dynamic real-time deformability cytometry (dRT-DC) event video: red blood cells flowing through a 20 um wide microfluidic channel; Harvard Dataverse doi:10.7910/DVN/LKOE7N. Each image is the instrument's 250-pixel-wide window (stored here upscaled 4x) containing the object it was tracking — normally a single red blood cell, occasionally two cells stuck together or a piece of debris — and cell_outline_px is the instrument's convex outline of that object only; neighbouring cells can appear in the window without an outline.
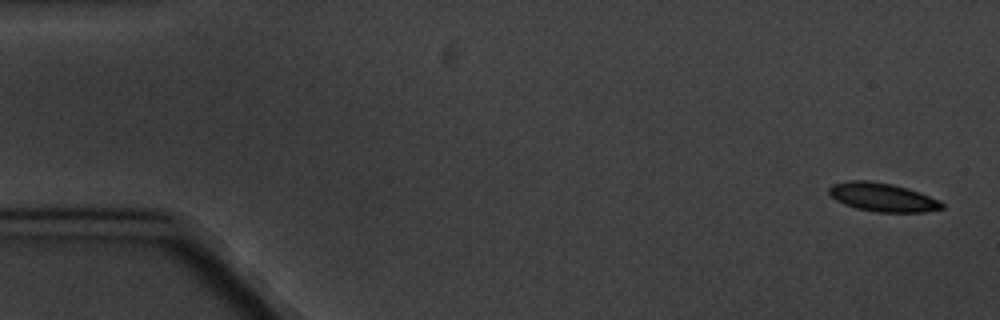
{"species": "common noctule bat (a hibernating species)", "species_latin": "Nyctalus noctula", "temperature_condition": "cold", "stored_images_in_passage": 7, "camera_frame_rate_fps": 3000, "um_per_image_px": 0.085, "animal": {"sex": "male", "body_mass_g": 20.1, "forearm_length_mm": 53.5}, "frame": {"image": 1, "passage_image": 1, "time_ms": 0.0, "image_size_px": [1000, 320], "cell_outline_px": [[944, 208], [924, 212], [876, 212], [856, 208], [844, 204], [836, 200], [828, 192], [828, 188], [832, 184], [852, 180], [868, 180], [892, 184], [908, 188], [920, 192], [940, 200], [944, 204]], "centroid_in_image_um": [75.03, 16.76], "position_along_channel_um": 10.0, "area_um2": 18.9}}
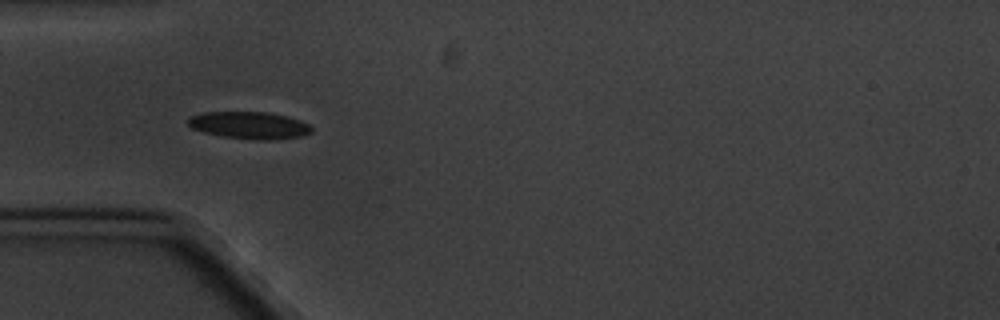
{"frame": {"image": 2, "passage_image": 5, "time_ms": 5.333, "image_size_px": [1000, 320], "cell_outline_px": [[312, 132], [300, 136], [276, 140], [256, 140], [224, 136], [204, 132], [192, 128], [188, 124], [188, 116], [204, 112], [268, 112], [288, 116], [300, 120], [308, 124], [312, 128]], "centroid_in_image_um": [21.21, 10.64], "position_along_channel_um": 63.8, "area_um2": 19.59}}